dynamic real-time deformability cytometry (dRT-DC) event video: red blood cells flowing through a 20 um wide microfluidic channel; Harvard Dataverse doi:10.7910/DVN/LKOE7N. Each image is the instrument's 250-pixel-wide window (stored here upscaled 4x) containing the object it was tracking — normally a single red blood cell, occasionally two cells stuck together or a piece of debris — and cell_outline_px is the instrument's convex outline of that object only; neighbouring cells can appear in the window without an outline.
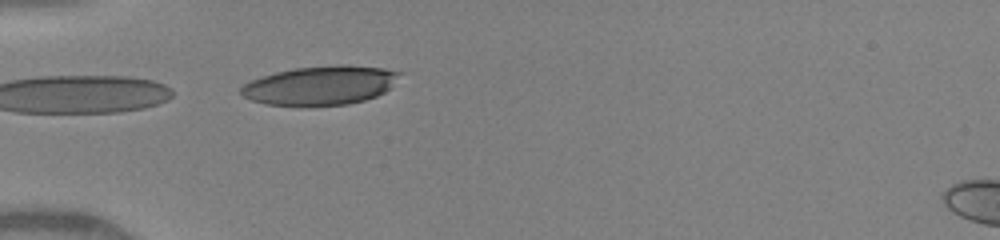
{"species": "human", "species_latin": "Homo sapiens", "temperature_condition": "warm", "stored_images_in_passage": 5, "camera_frame_rate_fps": 3000, "um_per_image_px": 0.085, "donor": {"sex": "female"}, "frame": {"image": 1, "passage_image": 5, "time_ms": 4.333, "image_size_px": [1000, 240], "cell_outline_px": [[400, 72], [392, 88], [376, 96], [364, 100], [348, 104], [264, 104], [252, 100], [244, 96], [240, 92], [240, 88], [244, 84], [252, 80], [276, 72], [296, 68], [340, 64], [344, 64], [384, 68]], "centroid_in_image_um": [27.27, 7.23], "position_along_channel_um": 57.7, "area_um2": 35.37}}